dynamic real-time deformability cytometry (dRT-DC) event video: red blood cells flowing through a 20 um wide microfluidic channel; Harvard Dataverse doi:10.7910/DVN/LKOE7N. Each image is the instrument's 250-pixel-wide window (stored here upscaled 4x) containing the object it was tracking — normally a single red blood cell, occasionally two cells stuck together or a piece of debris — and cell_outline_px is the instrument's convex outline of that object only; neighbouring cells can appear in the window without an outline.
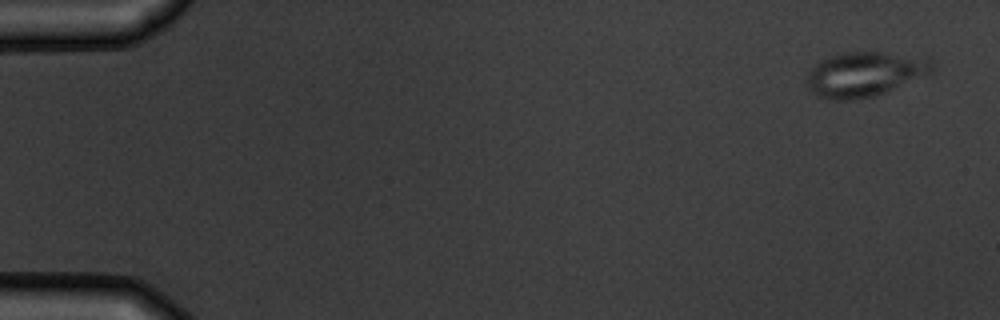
{"species": "common noctule bat (a hibernating species)", "species_latin": "Nyctalus noctula", "temperature_condition": "warm", "stored_images_in_passage": 5, "camera_frame_rate_fps": 3000, "um_per_image_px": 0.085, "animal": {"sex": "male", "body_mass_g": 19.5, "forearm_length_mm": 54.6}, "frame": {"image": 1, "passage_image": 1, "time_ms": 0.0, "image_size_px": [1000, 320], "cell_outline_px": [[932, 72], [884, 92], [872, 96], [852, 100], [828, 100], [816, 96], [808, 88], [808, 72], [820, 60], [844, 52], [884, 52], [932, 60]], "centroid_in_image_um": [73.42, 6.32], "position_along_channel_um": 11.6, "area_um2": 32.02}}